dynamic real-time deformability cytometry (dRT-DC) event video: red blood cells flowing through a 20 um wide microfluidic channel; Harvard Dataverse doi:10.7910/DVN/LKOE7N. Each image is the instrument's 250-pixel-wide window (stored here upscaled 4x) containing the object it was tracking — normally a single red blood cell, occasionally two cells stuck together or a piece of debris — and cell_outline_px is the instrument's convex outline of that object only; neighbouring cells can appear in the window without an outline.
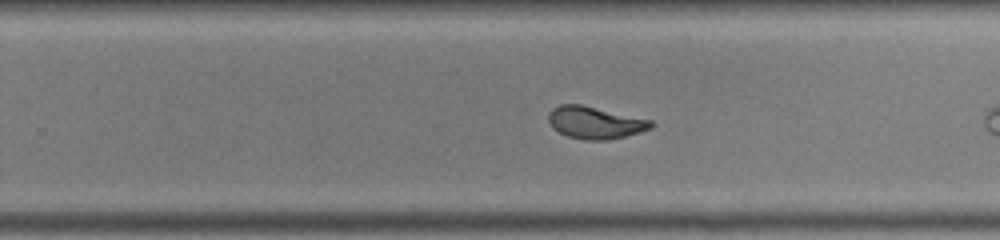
{"species": "common noctule bat (a hibernating species)", "species_latin": "Nyctalus noctula", "temperature_condition": "warm", "stored_images_in_passage": 32, "camera_frame_rate_fps": 3000, "um_per_image_px": 0.085, "animal": {"sex": "male", "body_mass_g": 19.0, "forearm_length_mm": 50.8}, "frame": {"image": 1, "passage_image": 23, "time_ms": 7.333, "image_size_px": [1000, 240], "cell_outline_px": [[656, 124], [652, 128], [640, 132], [608, 140], [584, 140], [568, 136], [552, 128], [548, 120], [548, 112], [552, 108], [560, 104], [580, 104], [652, 120]], "centroid_in_image_um": [50.58, 10.42], "position_along_channel_um": 279.2, "area_um2": 19.31}, "authors_computed_cell_mechanics": {"area_um2": 19.363, "velocity_mm_per_s": 3.9804, "shape_relaxation_time_tau1_ms": 3.5298, "shape_relaxation_time_tau2_ms": 0.7276, "deformation_change_tau1": 0.1291, "deformation_change_tau2": 0.0458}}